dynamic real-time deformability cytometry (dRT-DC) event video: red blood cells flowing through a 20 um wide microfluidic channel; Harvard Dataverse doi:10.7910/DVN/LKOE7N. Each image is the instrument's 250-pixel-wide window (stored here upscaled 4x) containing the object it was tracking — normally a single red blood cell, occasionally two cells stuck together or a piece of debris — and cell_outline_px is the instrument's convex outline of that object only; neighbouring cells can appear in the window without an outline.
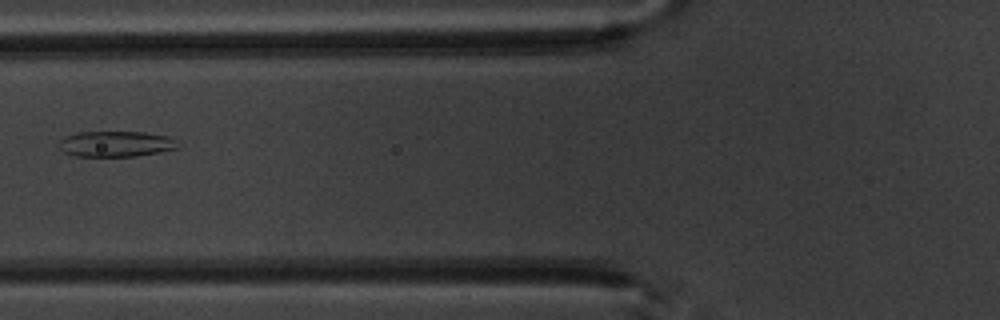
{"species": "common noctule bat (a hibernating species)", "species_latin": "Nyctalus noctula", "temperature_condition": "warm", "stored_images_in_passage": 2, "camera_frame_rate_fps": 3000, "um_per_image_px": 0.085, "animal": {"sex": "male", "body_mass_g": 20.1, "forearm_length_mm": 53.5}, "frame": {"image": 1, "passage_image": 2, "time_ms": 1.0, "image_size_px": [1000, 320], "cell_outline_px": [[180, 148], [136, 156], [76, 156], [64, 152], [56, 144], [64, 136], [76, 132], [144, 132], [168, 136], [176, 140]], "centroid_in_image_um": [9.83, 12.23], "position_along_channel_um": 116.0, "area_um2": 17.92}}